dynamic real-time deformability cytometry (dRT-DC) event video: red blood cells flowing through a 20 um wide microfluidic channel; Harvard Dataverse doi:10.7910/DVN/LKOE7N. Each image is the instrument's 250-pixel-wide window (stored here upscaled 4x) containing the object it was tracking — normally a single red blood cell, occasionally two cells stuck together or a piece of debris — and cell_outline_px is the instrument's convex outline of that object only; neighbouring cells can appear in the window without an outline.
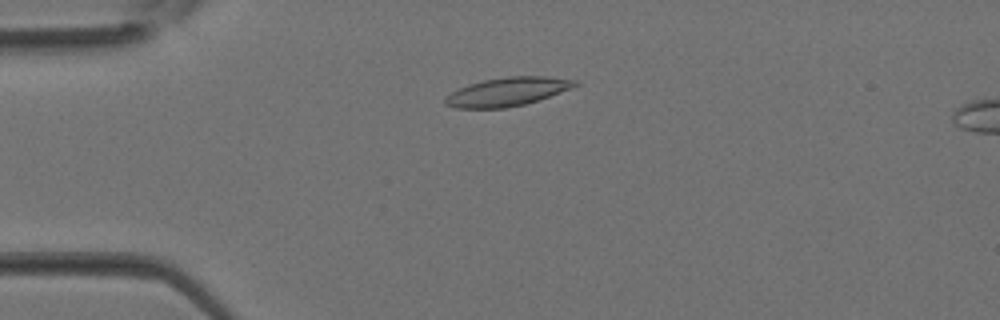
{"species": "Egyptian fruit bat (a non-hibernating species)", "species_latin": "Rousettus aegyptiacus", "temperature_condition": "room temperature", "stored_images_in_passage": 37, "camera_frame_rate_fps": 3000, "um_per_image_px": 0.085, "animal": {"sex": "female"}, "frame": {"image": 1, "passage_image": 9, "time_ms": 2.667, "image_size_px": [1000, 320], "cell_outline_px": [[580, 84], [572, 88], [524, 104], [504, 108], [456, 108], [444, 104], [444, 100], [452, 92], [468, 84], [484, 80], [508, 76], [544, 76], [580, 80]], "centroid_in_image_um": [43.15, 7.78], "position_along_channel_um": 41.8, "area_um2": 21.44}}
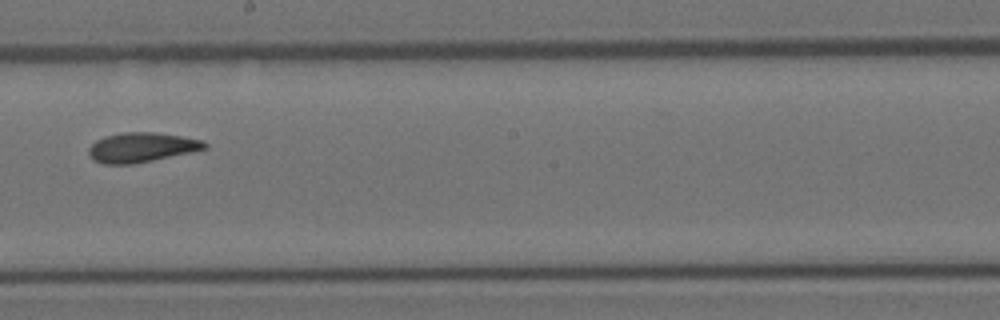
{"frame": {"image": 2, "passage_image": 21, "time_ms": 6.667, "image_size_px": [1000, 320], "cell_outline_px": [[208, 148], [152, 160], [132, 164], [104, 164], [92, 160], [88, 152], [88, 148], [96, 140], [104, 136], [124, 132], [152, 132], [180, 136], [204, 140], [208, 144]], "centroid_in_image_um": [12.0, 12.52], "position_along_channel_um": 236.2, "area_um2": 19.94}}
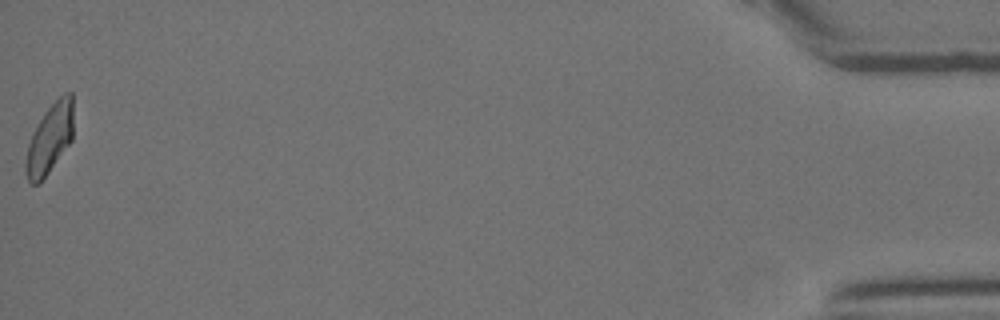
{"frame": {"image": 3, "passage_image": 37, "time_ms": 12.0, "image_size_px": [1000, 320], "cell_outline_px": [[72, 140], [40, 184], [32, 184], [28, 180], [24, 172], [24, 164], [28, 144], [32, 132], [44, 112], [64, 92], [72, 92]], "centroid_in_image_um": [4.19, 11.82], "position_along_channel_um": 431.0, "area_um2": 19.36}}